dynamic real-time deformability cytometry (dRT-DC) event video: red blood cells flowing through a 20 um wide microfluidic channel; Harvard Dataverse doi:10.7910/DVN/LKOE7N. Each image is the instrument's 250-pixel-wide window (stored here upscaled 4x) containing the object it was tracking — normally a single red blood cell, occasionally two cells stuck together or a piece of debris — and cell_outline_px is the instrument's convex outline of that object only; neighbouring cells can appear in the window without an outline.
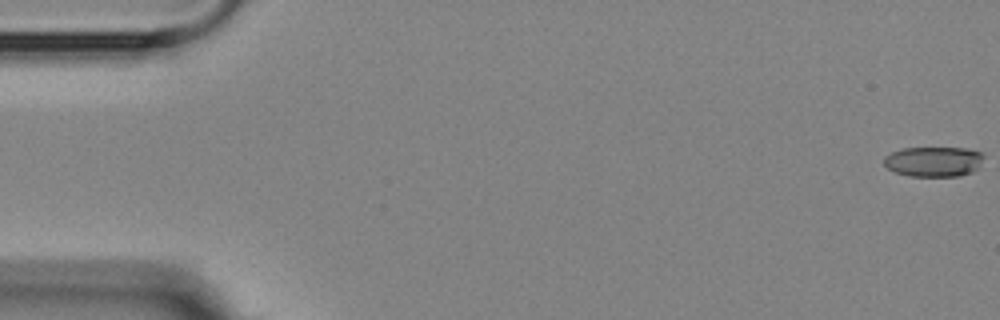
{"species": "Egyptian fruit bat (a non-hibernating species)", "species_latin": "Rousettus aegyptiacus", "temperature_condition": "room temperature", "stored_images_in_passage": 7, "camera_frame_rate_fps": 3000, "um_per_image_px": 0.085, "animal": {"sex": "female"}, "frame": {"image": 1, "passage_image": 1, "time_ms": 0.0, "image_size_px": [1000, 320], "cell_outline_px": [[984, 156], [976, 168], [972, 172], [960, 176], [908, 176], [896, 172], [888, 168], [884, 164], [884, 156], [892, 152], [904, 148], [968, 148], [980, 152]], "centroid_in_image_um": [79.35, 13.73], "position_along_channel_um": 5.7, "area_um2": 17.4}}
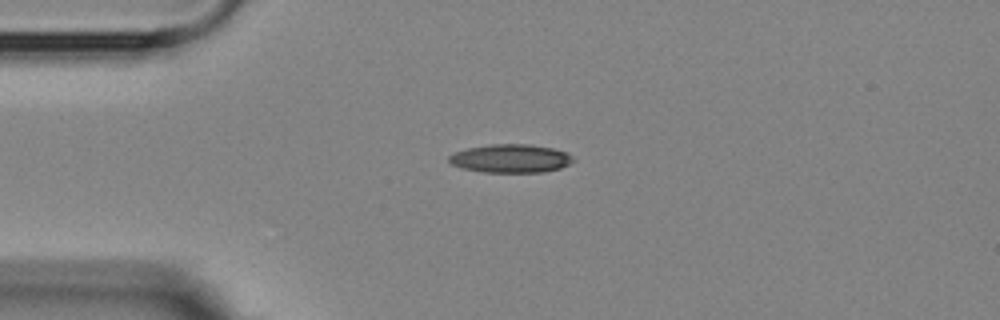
{"frame": {"image": 2, "passage_image": 5, "time_ms": 4.333, "image_size_px": [1000, 320], "cell_outline_px": [[576, 160], [560, 168], [544, 172], [484, 172], [460, 168], [452, 164], [448, 160], [448, 156], [452, 152], [468, 148], [492, 144], [532, 144], [552, 148], [568, 152]], "centroid_in_image_um": [43.4, 13.46], "position_along_channel_um": 41.6, "area_um2": 20.75}}
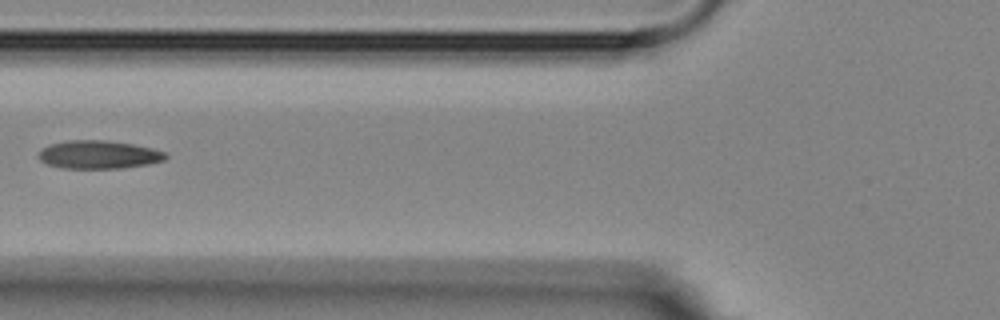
{"frame": {"image": 3, "passage_image": 7, "time_ms": 7.0, "image_size_px": [1000, 320], "cell_outline_px": [[168, 156], [164, 160], [148, 164], [124, 168], [60, 168], [48, 164], [40, 160], [36, 156], [40, 148], [48, 144], [68, 140], [104, 140], [132, 144], [152, 148], [164, 152]], "centroid_in_image_um": [8.33, 13.14], "position_along_channel_um": 117.5, "area_um2": 21.04}}